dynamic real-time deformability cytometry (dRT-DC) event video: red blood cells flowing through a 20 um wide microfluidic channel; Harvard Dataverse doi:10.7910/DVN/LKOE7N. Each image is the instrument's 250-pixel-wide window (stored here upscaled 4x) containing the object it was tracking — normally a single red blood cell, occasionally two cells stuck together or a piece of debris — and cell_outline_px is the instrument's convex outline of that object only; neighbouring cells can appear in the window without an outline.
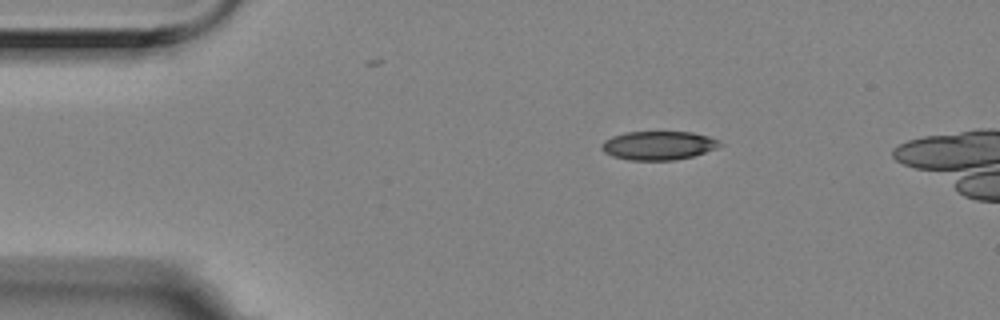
{"species": "Egyptian fruit bat (a non-hibernating species)", "species_latin": "Rousettus aegyptiacus", "temperature_condition": "room temperature", "stored_images_in_passage": 3, "camera_frame_rate_fps": 3000, "um_per_image_px": 0.085, "animal": {"sex": "female"}, "frame": {"image": 1, "passage_image": 1, "time_ms": 0.0, "image_size_px": [1000, 320], "cell_outline_px": [[724, 144], [716, 148], [692, 156], [676, 160], [628, 160], [612, 156], [604, 152], [600, 148], [600, 144], [604, 140], [612, 136], [628, 132], [692, 132], [708, 136], [720, 140]], "centroid_in_image_um": [55.95, 12.36], "position_along_channel_um": 29.0, "area_um2": 19.88}}